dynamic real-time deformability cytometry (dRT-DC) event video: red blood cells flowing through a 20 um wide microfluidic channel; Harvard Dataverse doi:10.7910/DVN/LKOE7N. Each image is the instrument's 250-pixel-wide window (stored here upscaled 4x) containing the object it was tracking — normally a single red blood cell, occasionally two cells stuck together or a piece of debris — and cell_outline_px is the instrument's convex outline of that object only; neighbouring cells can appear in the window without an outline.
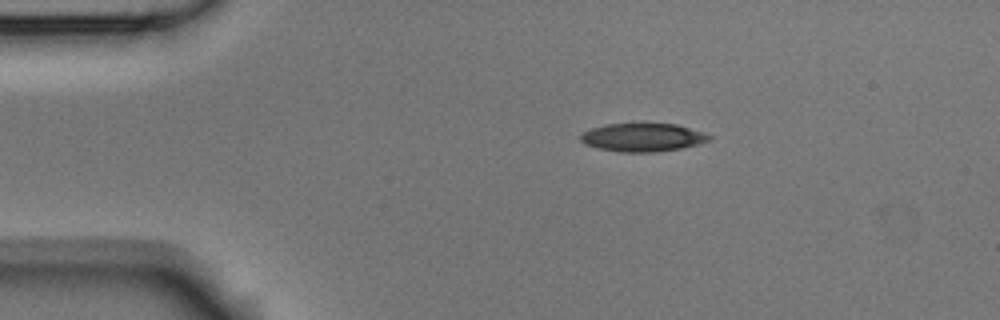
{"species": "Egyptian fruit bat (a non-hibernating species)", "species_latin": "Rousettus aegyptiacus", "temperature_condition": "room temperature", "stored_images_in_passage": 6, "camera_frame_rate_fps": 3000, "um_per_image_px": 0.085, "animal": {"sex": "male"}, "frame": {"image": 1, "passage_image": 1, "time_ms": 0.0, "image_size_px": [1000, 320], "cell_outline_px": [[712, 136], [708, 140], [700, 144], [680, 148], [652, 152], [620, 152], [596, 148], [584, 144], [580, 140], [580, 136], [584, 132], [592, 128], [604, 124], [644, 120], [676, 124], [704, 132]], "centroid_in_image_um": [54.61, 11.62], "position_along_channel_um": 30.4, "area_um2": 22.14}}
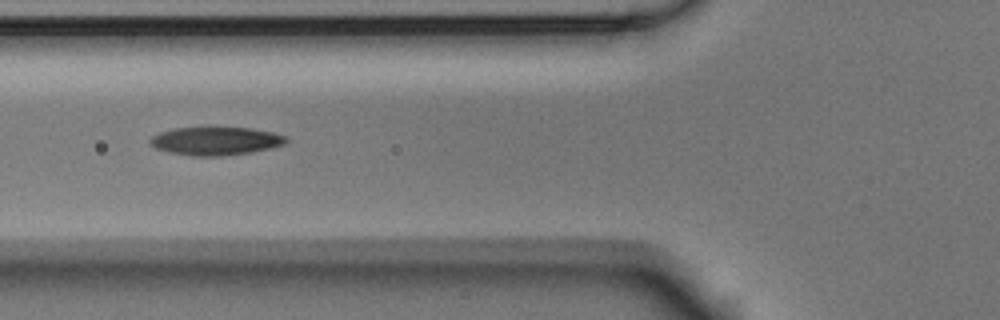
{"frame": {"image": 2, "passage_image": 4, "time_ms": 1.0, "image_size_px": [1000, 320], "cell_outline_px": [[288, 140], [284, 144], [272, 148], [252, 152], [224, 156], [192, 156], [168, 152], [156, 148], [148, 144], [148, 140], [152, 136], [160, 132], [176, 128], [208, 124], [252, 128], [272, 132], [288, 136]], "centroid_in_image_um": [18.32, 11.94], "position_along_channel_um": 107.5, "area_um2": 23.58}}
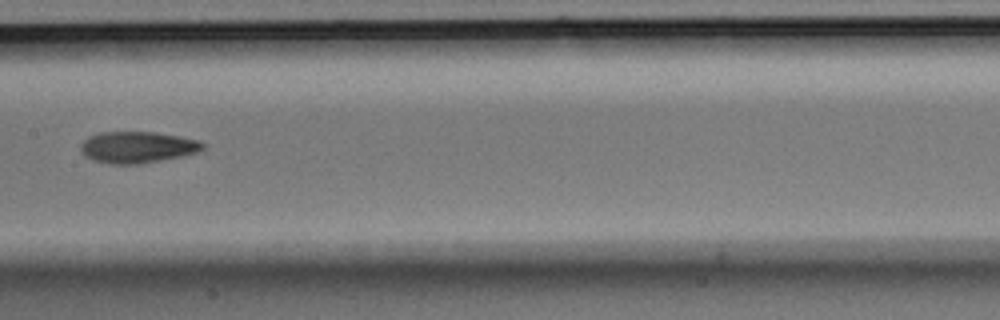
{"frame": {"image": 3, "passage_image": 6, "time_ms": 1.667, "image_size_px": [1000, 320], "cell_outline_px": [[208, 144], [204, 148], [196, 152], [180, 156], [140, 164], [112, 164], [92, 160], [84, 156], [80, 152], [80, 144], [88, 136], [100, 132], [156, 132], [200, 140]], "centroid_in_image_um": [11.66, 12.51], "position_along_channel_um": 195.7, "area_um2": 22.54}}